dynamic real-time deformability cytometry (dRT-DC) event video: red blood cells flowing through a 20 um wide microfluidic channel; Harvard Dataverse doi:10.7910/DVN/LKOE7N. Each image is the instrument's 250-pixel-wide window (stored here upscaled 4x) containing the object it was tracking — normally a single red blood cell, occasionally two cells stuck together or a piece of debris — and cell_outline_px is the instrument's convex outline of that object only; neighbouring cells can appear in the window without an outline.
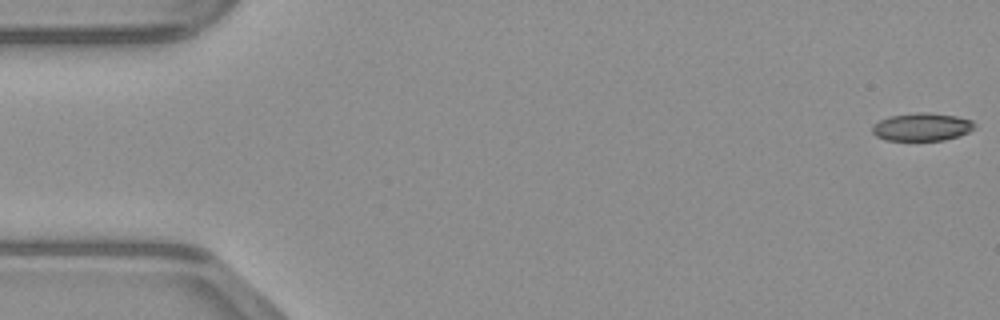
{"species": "common noctule bat (a hibernating species)", "species_latin": "Nyctalus noctula", "temperature_condition": "warm", "stored_images_in_passage": 48, "camera_frame_rate_fps": 3000, "um_per_image_px": 0.085, "animal": {"sex": "male", "body_mass_g": 23.1, "forearm_length_mm": 52.7}, "frame": {"image": 1, "passage_image": 1, "time_ms": 0.0, "image_size_px": [1000, 320], "cell_outline_px": [[976, 128], [968, 132], [944, 140], [884, 140], [876, 136], [872, 132], [872, 124], [888, 116], [916, 112], [928, 112], [956, 116], [972, 120], [976, 124]], "centroid_in_image_um": [78.35, 10.78], "position_along_channel_um": 6.7, "area_um2": 16.76}}
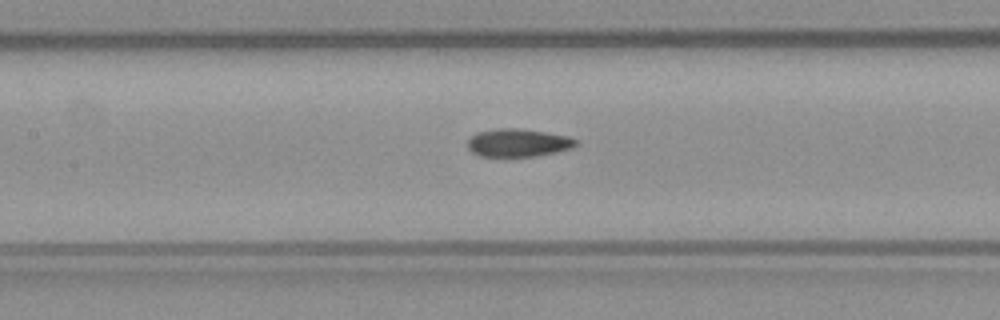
{"frame": {"image": 2, "passage_image": 22, "time_ms": 7.0, "image_size_px": [1000, 320], "cell_outline_px": [[580, 144], [572, 148], [556, 152], [536, 156], [480, 156], [472, 152], [468, 148], [468, 140], [476, 132], [496, 128], [520, 128], [568, 136], [576, 140]], "centroid_in_image_um": [44.04, 12.13], "position_along_channel_um": 163.4, "area_um2": 17.69}}
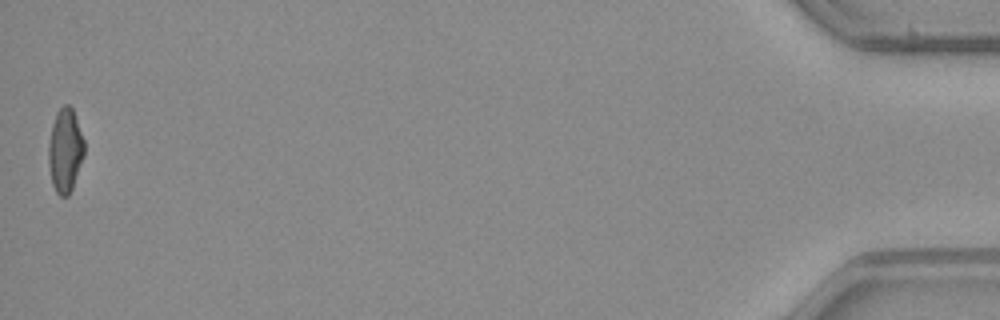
{"frame": {"image": 3, "passage_image": 48, "time_ms": 15.667, "image_size_px": [1000, 320], "cell_outline_px": [[84, 156], [72, 188], [68, 196], [60, 196], [56, 192], [52, 184], [48, 164], [48, 144], [52, 124], [56, 112], [64, 104], [68, 104], [72, 108], [84, 140]], "centroid_in_image_um": [5.52, 12.79], "position_along_channel_um": 429.7, "area_um2": 17.51}}